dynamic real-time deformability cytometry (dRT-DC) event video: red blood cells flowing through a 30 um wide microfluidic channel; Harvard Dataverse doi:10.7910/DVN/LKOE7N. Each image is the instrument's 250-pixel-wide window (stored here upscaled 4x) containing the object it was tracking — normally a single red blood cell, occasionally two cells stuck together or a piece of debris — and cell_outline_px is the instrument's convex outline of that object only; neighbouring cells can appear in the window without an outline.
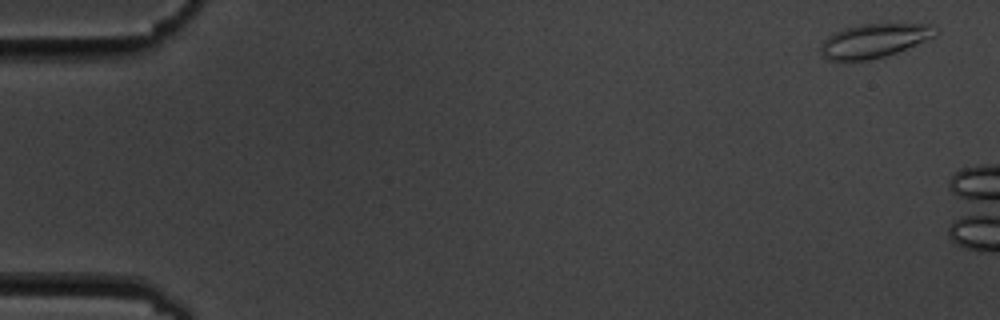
{"species": "common noctule bat (a hibernating species)", "species_latin": "Nyctalus noctula", "temperature_condition": "cold", "stored_images_in_passage": 6, "camera_frame_rate_fps": 3000, "um_per_image_px": 0.085, "animal": {"sex": "male", "body_mass_g": 19.5, "forearm_length_mm": 54.6}, "frame": {"image": 1, "passage_image": 1, "time_ms": 0.0, "image_size_px": [1000, 320], "cell_outline_px": [[936, 36], [896, 52], [884, 56], [868, 60], [828, 60], [820, 52], [820, 44], [828, 36], [844, 28], [860, 24], [928, 24], [936, 32]], "centroid_in_image_um": [74.24, 3.46], "position_along_channel_um": 10.8, "area_um2": 22.25}}